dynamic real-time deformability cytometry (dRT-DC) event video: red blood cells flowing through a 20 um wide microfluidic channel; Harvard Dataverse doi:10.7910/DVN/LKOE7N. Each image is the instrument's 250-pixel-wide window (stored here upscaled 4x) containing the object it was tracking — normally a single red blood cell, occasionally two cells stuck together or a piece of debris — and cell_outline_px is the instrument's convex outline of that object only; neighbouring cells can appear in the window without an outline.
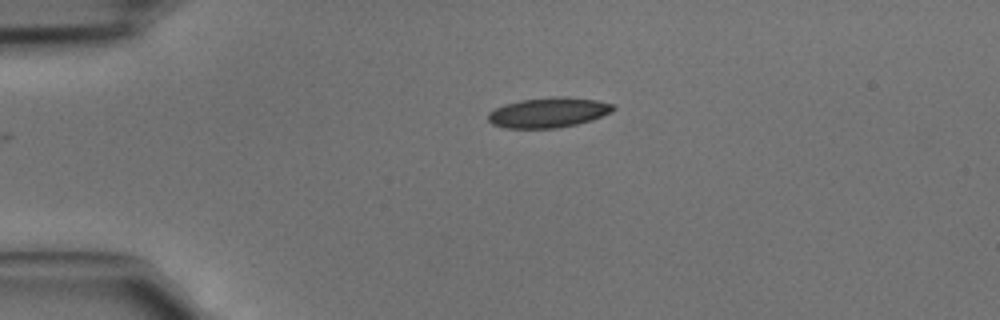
{"species": "common noctule bat (a hibernating species)", "species_latin": "Nyctalus noctula", "temperature_condition": "cold", "stored_images_in_passage": 36, "camera_frame_rate_fps": 3000, "um_per_image_px": 0.085, "animal": {"sex": "male", "body_mass_g": 15.6}, "frame": {"image": 1, "passage_image": 1, "time_ms": 0.0, "image_size_px": [1000, 320], "cell_outline_px": [[616, 108], [612, 112], [592, 120], [576, 124], [556, 128], [504, 128], [492, 124], [488, 120], [488, 112], [504, 104], [520, 100], [552, 96], [564, 96], [596, 100], [612, 104]], "centroid_in_image_um": [46.61, 9.56], "position_along_channel_um": 38.4, "area_um2": 22.02}}
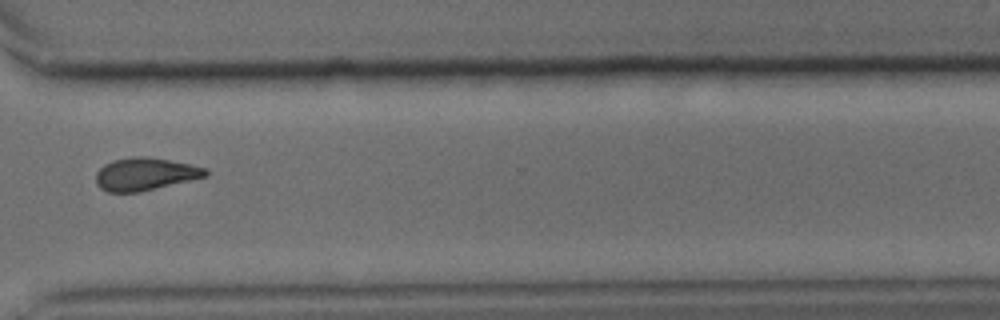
{"frame": {"image": 2, "passage_image": 25, "time_ms": 8.0, "image_size_px": [1000, 320], "cell_outline_px": [[208, 176], [140, 192], [108, 192], [100, 188], [96, 184], [96, 172], [104, 164], [112, 160], [132, 156], [148, 156], [208, 168]], "centroid_in_image_um": [12.32, 14.79], "position_along_channel_um": 358.3, "area_um2": 20.98}}
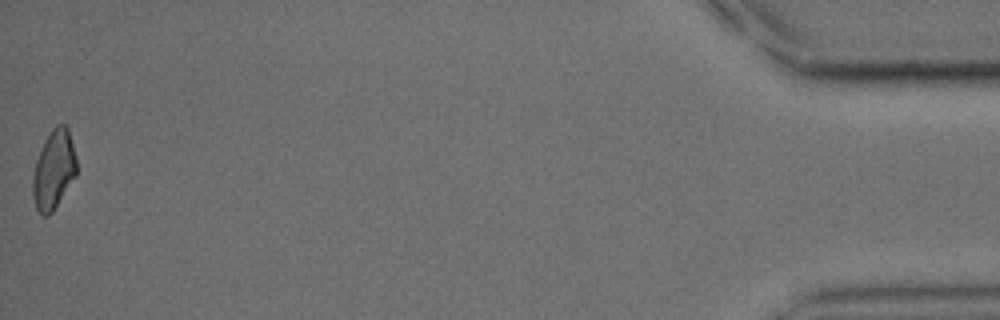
{"frame": {"image": 3, "passage_image": 36, "time_ms": 11.667, "image_size_px": [1000, 320], "cell_outline_px": [[76, 176], [52, 212], [48, 216], [44, 216], [36, 208], [32, 192], [32, 176], [36, 160], [44, 140], [52, 128], [56, 124], [68, 124], [76, 156]], "centroid_in_image_um": [4.57, 14.38], "position_along_channel_um": 430.6, "area_um2": 20.35}}